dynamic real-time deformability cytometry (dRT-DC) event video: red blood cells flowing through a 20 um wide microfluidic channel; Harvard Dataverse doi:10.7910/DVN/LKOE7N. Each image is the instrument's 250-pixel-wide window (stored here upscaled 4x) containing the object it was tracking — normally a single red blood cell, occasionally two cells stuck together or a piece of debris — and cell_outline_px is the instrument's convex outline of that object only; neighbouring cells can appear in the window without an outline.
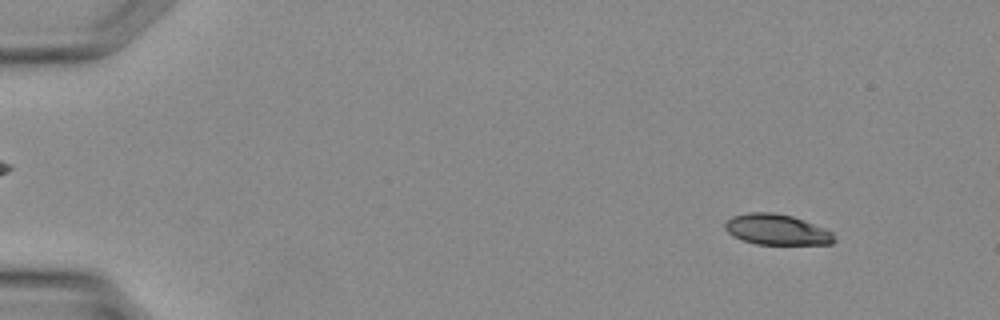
{"species": "Egyptian fruit bat (a non-hibernating species)", "species_latin": "Rousettus aegyptiacus", "temperature_condition": "warm", "stored_images_in_passage": 37, "camera_frame_rate_fps": 3000, "um_per_image_px": 0.085, "animal": {"sex": "female"}, "frame": {"image": 1, "passage_image": 5, "time_ms": 1.333, "image_size_px": [1000, 320], "cell_outline_px": [[836, 240], [832, 244], [756, 244], [732, 236], [724, 228], [724, 224], [732, 216], [748, 212], [772, 212], [792, 216], [832, 232]], "centroid_in_image_um": [65.99, 19.51], "position_along_channel_um": 19.0, "area_um2": 19.31}}
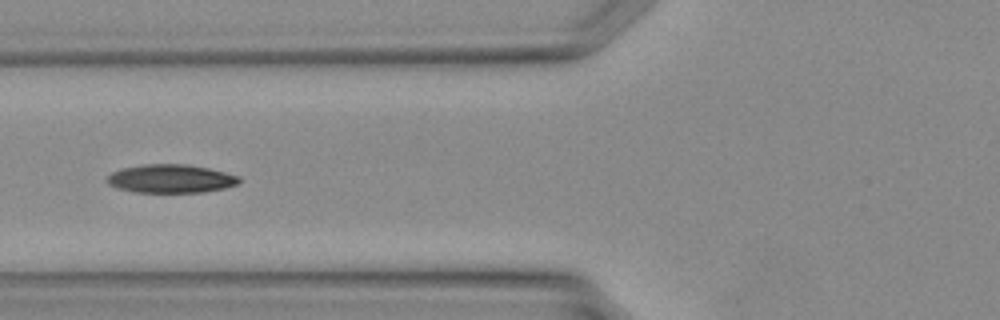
{"frame": {"image": 2, "passage_image": 16, "time_ms": 5.0, "image_size_px": [1000, 320], "cell_outline_px": [[240, 180], [236, 184], [224, 188], [200, 192], [136, 192], [120, 188], [108, 184], [108, 176], [112, 172], [120, 168], [144, 164], [188, 164], [208, 168], [240, 176]], "centroid_in_image_um": [14.51, 15.17], "position_along_channel_um": 111.3, "area_um2": 21.68}}
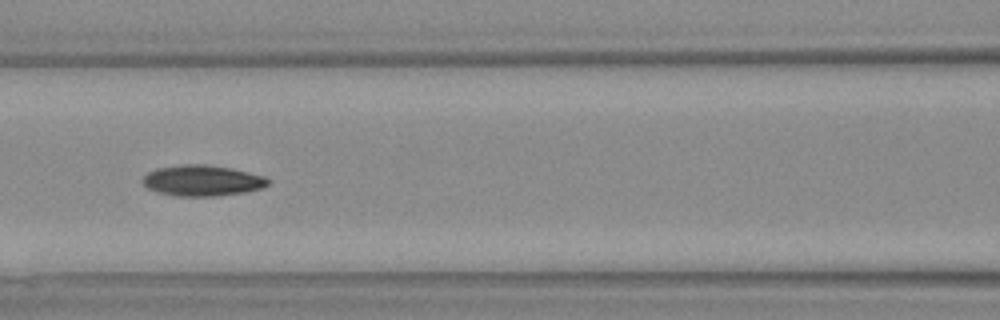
{"frame": {"image": 3, "passage_image": 18, "time_ms": 5.667, "image_size_px": [1000, 320], "cell_outline_px": [[268, 184], [260, 188], [244, 192], [216, 196], [176, 196], [156, 192], [148, 188], [140, 180], [148, 172], [156, 168], [184, 164], [204, 164], [232, 168], [264, 176], [268, 180]], "centroid_in_image_um": [17.14, 15.34], "position_along_channel_um": 149.5, "area_um2": 22.48}}